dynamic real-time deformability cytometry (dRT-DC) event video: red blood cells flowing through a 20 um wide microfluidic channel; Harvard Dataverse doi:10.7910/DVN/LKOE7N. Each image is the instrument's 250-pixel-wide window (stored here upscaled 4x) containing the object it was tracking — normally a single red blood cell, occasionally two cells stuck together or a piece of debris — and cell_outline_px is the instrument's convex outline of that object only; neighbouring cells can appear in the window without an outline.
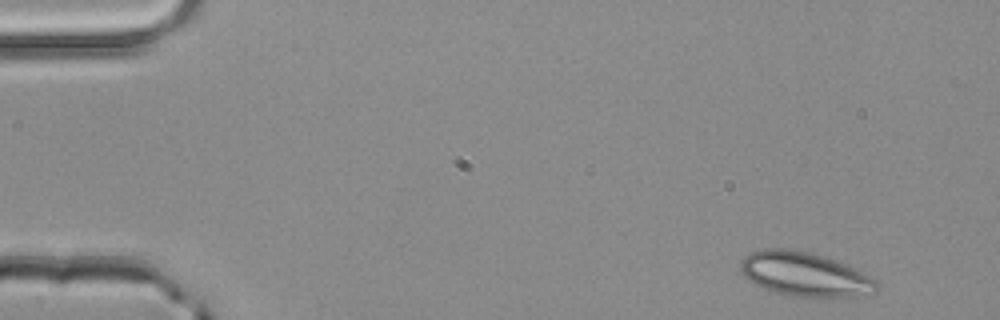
{"species": "common noctule bat (a hibernating species)", "species_latin": "Nyctalus noctula", "temperature_condition": "room temperature", "stored_images_in_passage": 3, "camera_frame_rate_fps": 3000, "um_per_image_px": 0.085, "animal": {"sex": "male", "body_mass_g": 20.4}, "frame": {"image": 1, "passage_image": 1, "time_ms": 0.0, "image_size_px": [1000, 320], "cell_outline_px": [[876, 292], [852, 296], [796, 296], [776, 292], [764, 288], [748, 280], [740, 272], [740, 260], [744, 256], [752, 252], [764, 248], [788, 248], [808, 252], [844, 264], [872, 276], [876, 280]], "centroid_in_image_um": [68.34, 23.29], "position_along_channel_um": 16.7, "area_um2": 34.45}}